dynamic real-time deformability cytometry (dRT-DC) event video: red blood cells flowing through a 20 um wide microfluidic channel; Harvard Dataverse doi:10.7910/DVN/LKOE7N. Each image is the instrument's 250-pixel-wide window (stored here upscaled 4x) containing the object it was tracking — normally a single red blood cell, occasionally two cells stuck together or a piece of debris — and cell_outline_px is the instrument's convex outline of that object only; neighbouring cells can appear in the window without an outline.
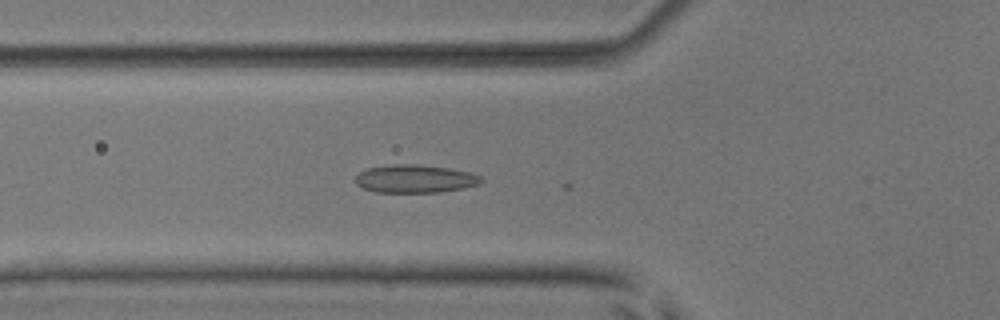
{"species": "common noctule bat (a hibernating species)", "species_latin": "Nyctalus noctula", "temperature_condition": "room temperature", "stored_images_in_passage": 33, "camera_frame_rate_fps": 3000, "um_per_image_px": 0.085, "animal": {"sex": "male", "body_mass_g": 17.9, "forearm_length_mm": 54.2}, "frame": {"image": 1, "passage_image": 15, "time_ms": 4.667, "image_size_px": [1000, 320], "cell_outline_px": [[484, 180], [480, 184], [464, 188], [440, 192], [376, 192], [364, 188], [356, 184], [356, 176], [360, 172], [368, 168], [392, 164], [412, 164], [448, 168], [472, 172], [480, 176]], "centroid_in_image_um": [35.31, 15.2], "position_along_channel_um": 90.5, "area_um2": 20.52}}
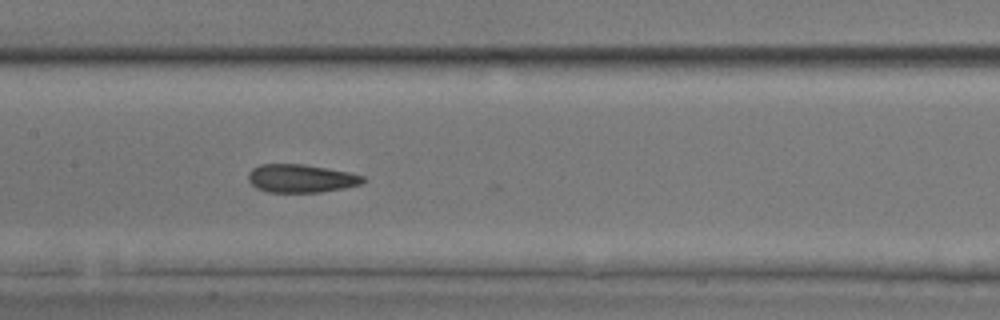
{"frame": {"image": 2, "passage_image": 22, "time_ms": 7.0, "image_size_px": [1000, 320], "cell_outline_px": [[364, 180], [360, 184], [344, 188], [320, 192], [268, 192], [256, 188], [248, 180], [248, 172], [252, 168], [260, 164], [304, 164], [348, 172], [364, 176]], "centroid_in_image_um": [25.54, 15.16], "position_along_channel_um": 181.9, "area_um2": 18.79}}
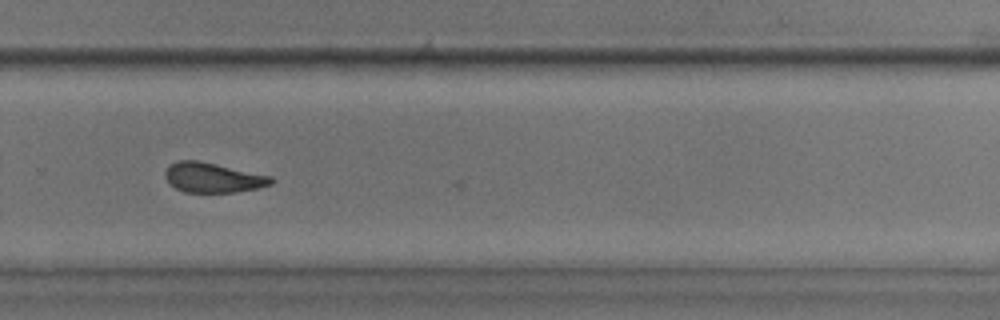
{"frame": {"image": 3, "passage_image": 32, "time_ms": 10.333, "image_size_px": [1000, 320], "cell_outline_px": [[276, 180], [272, 184], [256, 188], [236, 192], [184, 192], [168, 184], [164, 176], [164, 172], [172, 164], [180, 160], [200, 160], [272, 176]], "centroid_in_image_um": [18.1, 15.09], "position_along_channel_um": 311.7, "area_um2": 18.55}}